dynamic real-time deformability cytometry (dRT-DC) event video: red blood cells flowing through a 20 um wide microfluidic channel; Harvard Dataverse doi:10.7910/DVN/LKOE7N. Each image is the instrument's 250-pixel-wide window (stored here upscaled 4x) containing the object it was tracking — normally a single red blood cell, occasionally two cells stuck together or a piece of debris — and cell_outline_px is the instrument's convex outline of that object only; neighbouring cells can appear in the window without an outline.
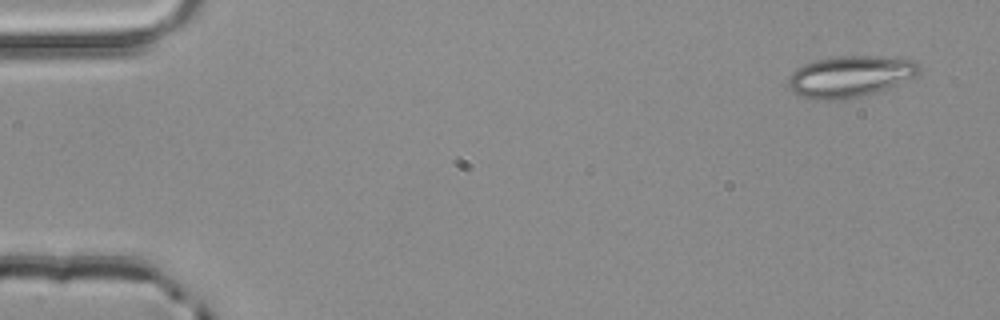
{"species": "common noctule bat (a hibernating species)", "species_latin": "Nyctalus noctula", "temperature_condition": "room temperature", "stored_images_in_passage": 4, "camera_frame_rate_fps": 3000, "um_per_image_px": 0.085, "animal": {"sex": "male", "body_mass_g": 20.4}, "frame": {"image": 1, "passage_image": 1, "time_ms": 0.0, "image_size_px": [1000, 320], "cell_outline_px": [[920, 72], [916, 76], [876, 92], [844, 100], [816, 100], [800, 96], [792, 92], [788, 88], [788, 76], [796, 68], [804, 64], [816, 60], [832, 56], [876, 56], [916, 60], [920, 64]], "centroid_in_image_um": [72.22, 6.5], "position_along_channel_um": 12.8, "area_um2": 31.79}}
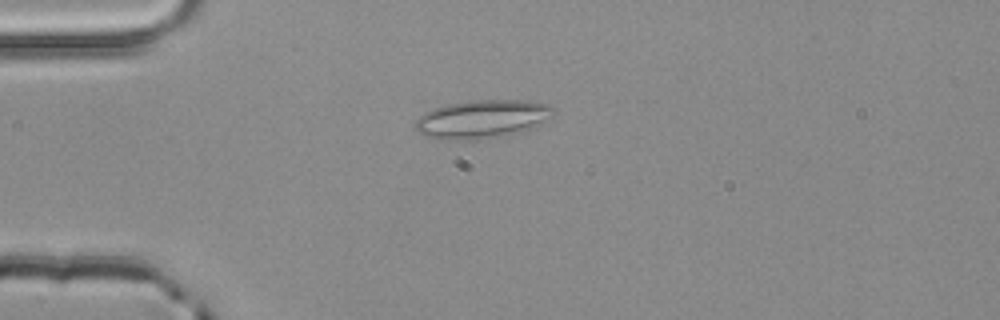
{"frame": {"image": 2, "passage_image": 3, "time_ms": 0.667, "image_size_px": [1000, 320], "cell_outline_px": [[556, 112], [552, 116], [532, 128], [520, 132], [504, 136], [476, 140], [440, 140], [424, 136], [416, 128], [416, 120], [424, 112], [448, 104], [472, 100], [528, 100], [548, 104], [556, 108]], "centroid_in_image_um": [41.02, 10.13], "position_along_channel_um": 44.0, "area_um2": 31.15}}